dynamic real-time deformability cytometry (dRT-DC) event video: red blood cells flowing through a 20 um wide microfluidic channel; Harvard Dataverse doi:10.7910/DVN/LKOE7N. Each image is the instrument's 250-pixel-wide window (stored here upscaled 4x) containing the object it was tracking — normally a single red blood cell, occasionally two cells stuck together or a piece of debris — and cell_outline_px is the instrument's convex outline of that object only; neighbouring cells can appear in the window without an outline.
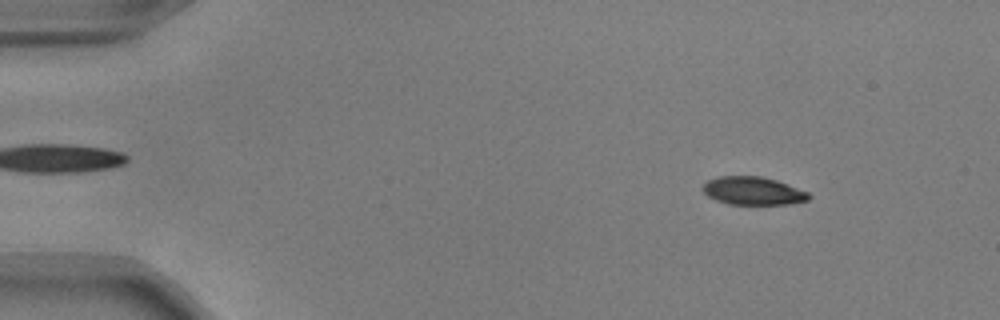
{"species": "common noctule bat (a hibernating species)", "species_latin": "Nyctalus noctula", "temperature_condition": "warm", "stored_images_in_passage": 52, "camera_frame_rate_fps": 3000, "um_per_image_px": 0.085, "animal": {"sex": "male", "body_mass_g": 17.9, "forearm_length_mm": 54.2}, "frame": {"image": 1, "passage_image": 6, "time_ms": 1.667, "image_size_px": [1000, 320], "cell_outline_px": [[812, 196], [808, 200], [788, 204], [728, 204], [716, 200], [708, 196], [700, 188], [708, 180], [716, 176], [760, 176], [776, 180], [788, 184], [808, 192]], "centroid_in_image_um": [63.99, 16.22], "position_along_channel_um": 21.0, "area_um2": 17.4}}
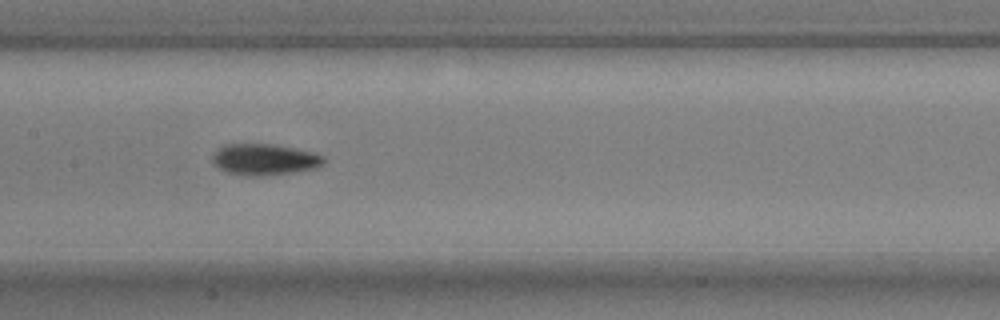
{"frame": {"image": 2, "passage_image": 26, "time_ms": 8.333, "image_size_px": [1000, 320], "cell_outline_px": [[324, 164], [316, 168], [292, 172], [260, 176], [240, 176], [224, 172], [216, 168], [212, 164], [212, 156], [224, 144], [272, 144], [316, 152], [324, 156]], "centroid_in_image_um": [22.45, 13.57], "position_along_channel_um": 184.9, "area_um2": 20.58}}
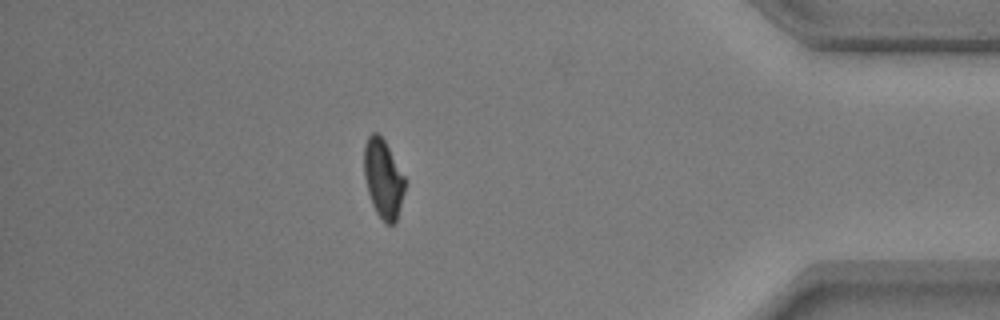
{"frame": {"image": 3, "passage_image": 46, "time_ms": 15.0, "image_size_px": [1000, 320], "cell_outline_px": [[404, 192], [396, 224], [384, 224], [376, 212], [372, 204], [368, 192], [364, 176], [364, 144], [368, 136], [372, 132], [380, 132], [404, 176]], "centroid_in_image_um": [32.56, 15.19], "position_along_channel_um": 402.6, "area_um2": 18.84}, "authors_computed_cell_mechanics": {"area_um2": 19.1029, "velocity_mm_per_s": 3.832, "shape_relaxation_time_tau1_ms": 5.3595, "shape_relaxation_time_tau2_ms": 3.5363, "deformation_change_tau1": 0.1666, "deformation_change_tau2": 0.0747}}